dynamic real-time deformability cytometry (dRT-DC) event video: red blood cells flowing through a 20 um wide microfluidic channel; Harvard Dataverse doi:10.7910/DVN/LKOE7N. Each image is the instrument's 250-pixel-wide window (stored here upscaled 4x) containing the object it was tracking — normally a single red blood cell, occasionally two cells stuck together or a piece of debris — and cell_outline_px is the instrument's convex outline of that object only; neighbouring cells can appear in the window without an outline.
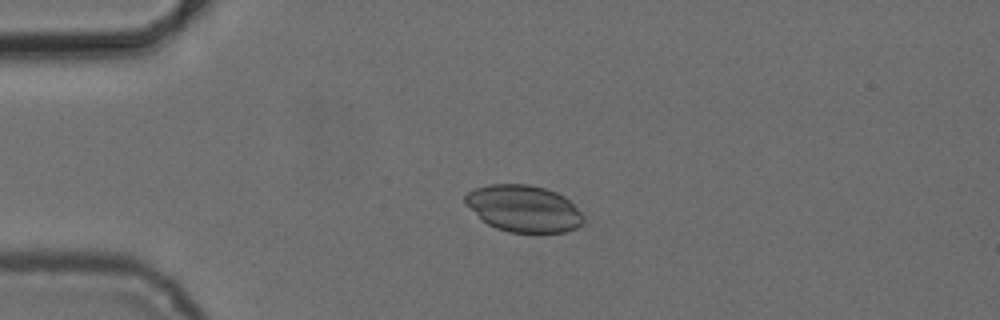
{"species": "common noctule bat (a hibernating species)", "species_latin": "Nyctalus noctula", "temperature_condition": "cold", "stored_images_in_passage": 2, "camera_frame_rate_fps": 3000, "um_per_image_px": 0.085, "animal": {"sex": "female", "body_mass_g": 24.6, "forearm_length_mm": 56.2}, "frame": {"image": 1, "passage_image": 1, "time_ms": 0.0, "image_size_px": [1000, 320], "cell_outline_px": [[584, 224], [576, 228], [564, 232], [508, 232], [496, 228], [488, 224], [464, 204], [464, 196], [468, 192], [476, 188], [488, 184], [528, 184], [544, 188], [556, 192], [564, 196], [584, 216]], "centroid_in_image_um": [44.5, 17.72], "position_along_channel_um": 40.5, "area_um2": 32.14}}